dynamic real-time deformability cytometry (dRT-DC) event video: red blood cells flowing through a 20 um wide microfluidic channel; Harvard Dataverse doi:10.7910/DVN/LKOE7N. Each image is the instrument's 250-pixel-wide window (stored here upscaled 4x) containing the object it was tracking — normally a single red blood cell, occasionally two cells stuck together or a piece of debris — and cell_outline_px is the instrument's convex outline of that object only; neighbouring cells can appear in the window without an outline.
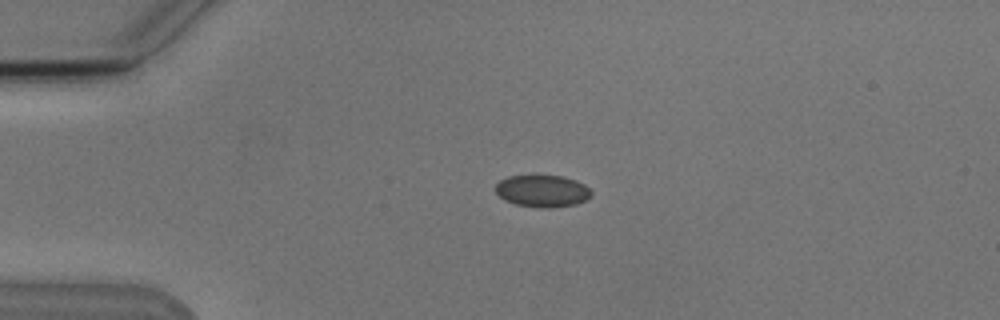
{"species": "Egyptian fruit bat (a non-hibernating species)", "species_latin": "Rousettus aegyptiacus", "temperature_condition": "cold", "stored_images_in_passage": 2, "camera_frame_rate_fps": 3000, "um_per_image_px": 0.085, "animal": {"sex": "male"}, "frame": {"image": 1, "passage_image": 1, "time_ms": 0.0, "image_size_px": [1000, 320], "cell_outline_px": [[592, 196], [576, 204], [552, 208], [536, 208], [516, 204], [504, 200], [492, 188], [500, 180], [508, 176], [560, 176], [576, 180], [584, 184], [592, 192]], "centroid_in_image_um": [46.08, 16.25], "position_along_channel_um": 38.9, "area_um2": 17.98}}